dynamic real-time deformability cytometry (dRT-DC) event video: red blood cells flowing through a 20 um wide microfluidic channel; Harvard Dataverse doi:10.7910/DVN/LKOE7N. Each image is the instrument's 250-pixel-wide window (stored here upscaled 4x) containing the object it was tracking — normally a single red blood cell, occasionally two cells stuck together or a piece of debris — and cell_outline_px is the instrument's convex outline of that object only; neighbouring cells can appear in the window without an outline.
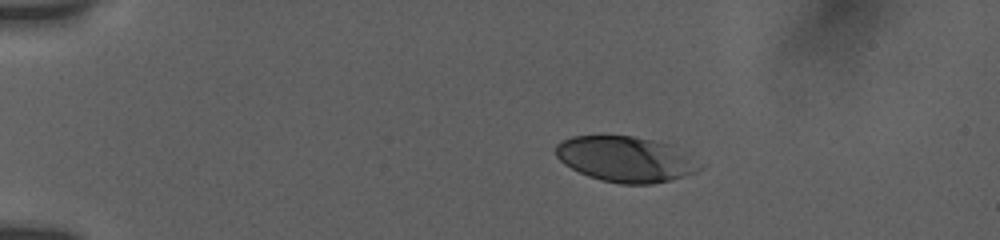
{"species": "human", "species_latin": "Homo sapiens", "temperature_condition": "room temperature", "stored_images_in_passage": 5, "camera_frame_rate_fps": 3000, "um_per_image_px": 0.085, "donor": {"sex": "female"}, "frame": {"image": 1, "passage_image": 1, "time_ms": 0.0, "image_size_px": [1000, 240], "cell_outline_px": [[704, 164], [696, 172], [672, 180], [652, 184], [620, 184], [600, 180], [588, 176], [564, 164], [556, 156], [556, 144], [560, 140], [572, 136], [632, 136], [672, 144]], "centroid_in_image_um": [53.2, 13.53], "position_along_channel_um": 31.8, "area_um2": 38.44}}
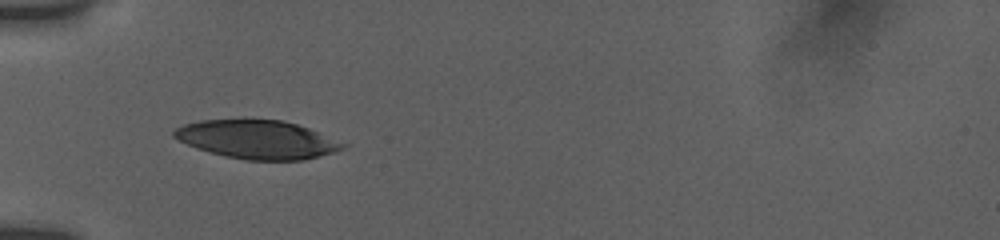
{"frame": {"image": 2, "passage_image": 4, "time_ms": 2.667, "image_size_px": [1000, 240], "cell_outline_px": [[348, 144], [344, 148], [332, 152], [304, 160], [248, 160], [224, 156], [196, 148], [172, 136], [172, 132], [176, 128], [184, 124], [200, 120], [284, 120], [308, 128]], "centroid_in_image_um": [21.86, 11.86], "position_along_channel_um": 63.1, "area_um2": 37.51}}